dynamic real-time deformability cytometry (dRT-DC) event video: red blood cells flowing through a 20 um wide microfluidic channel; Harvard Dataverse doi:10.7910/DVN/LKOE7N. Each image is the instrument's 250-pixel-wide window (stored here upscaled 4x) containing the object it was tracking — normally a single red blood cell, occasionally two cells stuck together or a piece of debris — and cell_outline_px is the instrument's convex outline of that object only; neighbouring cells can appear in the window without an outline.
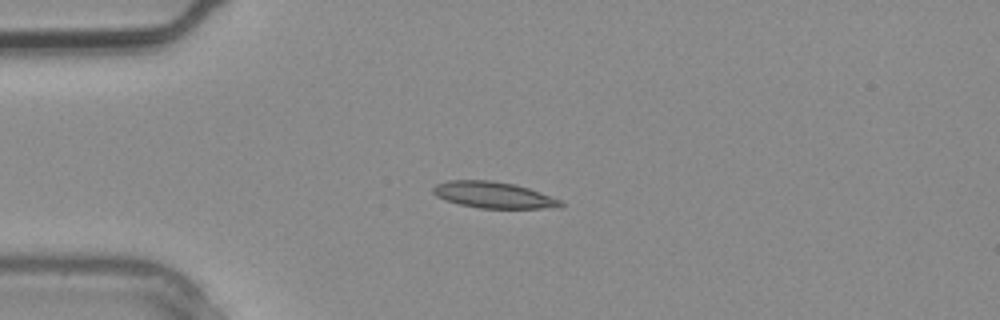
{"species": "common noctule bat (a hibernating species)", "species_latin": "Nyctalus noctula", "temperature_condition": "warm", "stored_images_in_passage": 1, "camera_frame_rate_fps": 3000, "um_per_image_px": 0.085, "animal": {"sex": "male", "body_mass_g": 20.4}, "frame": {"image": 1, "passage_image": 1, "time_ms": 0.0, "image_size_px": [1000, 320], "cell_outline_px": [[564, 204], [544, 208], [480, 208], [460, 204], [444, 200], [436, 196], [432, 192], [432, 188], [436, 184], [448, 180], [492, 180], [516, 184], [540, 192], [560, 200]], "centroid_in_image_um": [41.87, 16.55], "position_along_channel_um": 43.1, "area_um2": 19.42}}